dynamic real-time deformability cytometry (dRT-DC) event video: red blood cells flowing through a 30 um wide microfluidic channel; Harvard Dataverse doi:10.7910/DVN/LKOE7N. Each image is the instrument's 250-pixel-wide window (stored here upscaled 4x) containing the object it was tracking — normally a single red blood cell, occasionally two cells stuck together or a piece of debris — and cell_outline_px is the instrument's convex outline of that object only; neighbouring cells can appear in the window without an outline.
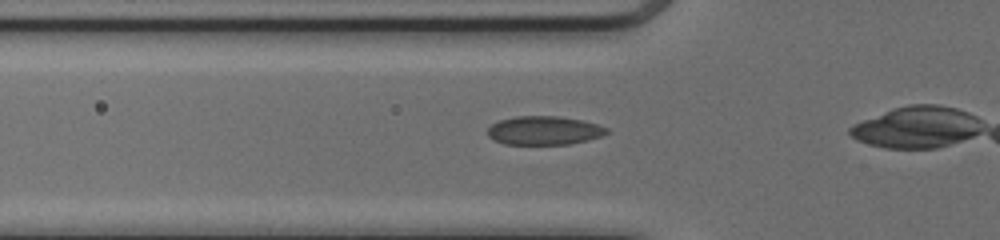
{"species": "common noctule bat (a hibernating species)", "species_latin": "Nyctalus noctula", "temperature_condition": "cold", "stored_images_in_passage": 28, "camera_frame_rate_fps": 3000, "um_per_image_px": 0.085, "animal": {"sex": "female", "body_mass_g": 17.0, "forearm_length_mm": 48.0}, "frame": {"image": 1, "passage_image": 6, "time_ms": 1.667, "image_size_px": [1000, 240], "cell_outline_px": [[608, 132], [600, 136], [588, 140], [568, 144], [504, 144], [488, 136], [488, 128], [492, 124], [500, 120], [516, 116], [560, 116], [584, 120], [608, 128]], "centroid_in_image_um": [46.26, 11.08], "position_along_channel_um": 79.5, "area_um2": 19.83}}
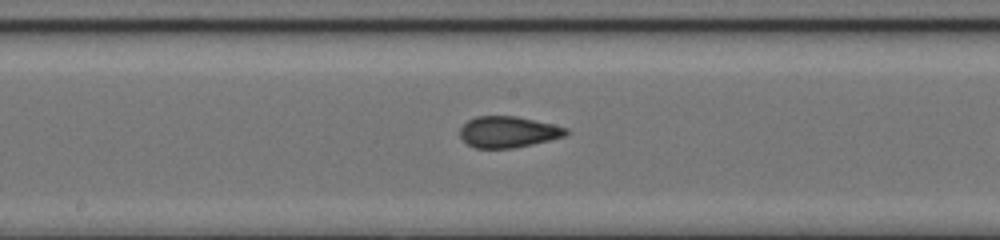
{"frame": {"image": 2, "passage_image": 15, "time_ms": 4.667, "image_size_px": [1000, 240], "cell_outline_px": [[568, 132], [564, 136], [532, 144], [512, 148], [476, 148], [468, 144], [460, 136], [460, 128], [468, 120], [476, 116], [516, 116], [552, 124], [568, 128]], "centroid_in_image_um": [43.17, 11.21], "position_along_channel_um": 205.0, "area_um2": 19.07}}
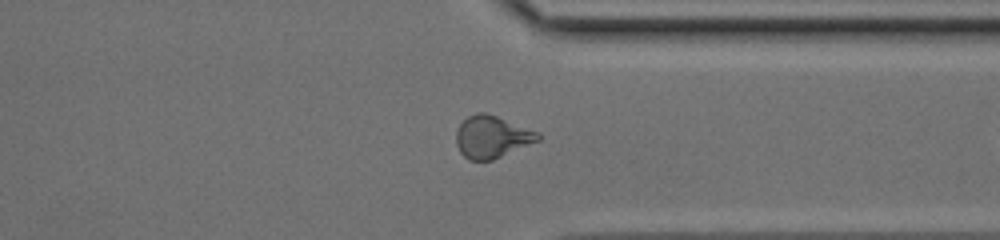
{"frame": {"image": 3, "passage_image": 27, "time_ms": 8.667, "image_size_px": [1000, 240], "cell_outline_px": [[540, 140], [492, 160], [468, 160], [460, 152], [456, 144], [456, 132], [460, 124], [468, 116], [476, 112], [484, 112], [496, 116], [540, 132]], "centroid_in_image_um": [41.8, 11.63], "position_along_channel_um": 369.6, "area_um2": 20.06}}